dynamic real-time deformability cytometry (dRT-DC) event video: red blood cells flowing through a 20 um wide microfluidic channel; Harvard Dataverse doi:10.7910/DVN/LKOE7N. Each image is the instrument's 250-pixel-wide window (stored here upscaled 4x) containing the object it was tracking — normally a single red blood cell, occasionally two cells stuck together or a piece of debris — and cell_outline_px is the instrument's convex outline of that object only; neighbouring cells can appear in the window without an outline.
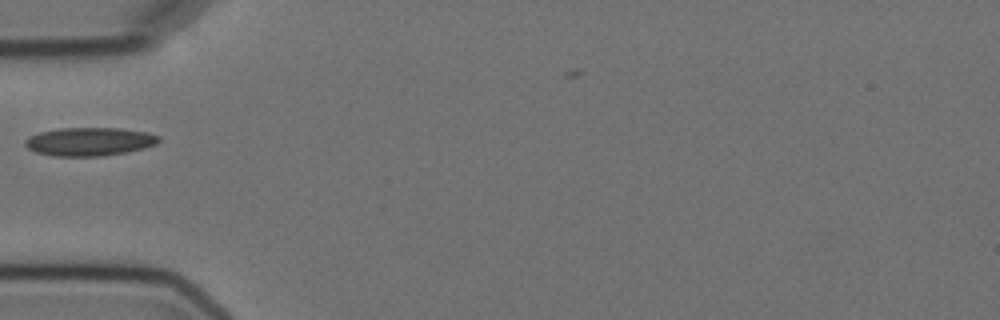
{"species": "Egyptian fruit bat (a non-hibernating species)", "species_latin": "Rousettus aegyptiacus", "temperature_condition": "cold", "stored_images_in_passage": 2, "camera_frame_rate_fps": 3000, "um_per_image_px": 0.085, "animal": {"sex": "female"}, "frame": {"image": 1, "passage_image": 1, "time_ms": 0.0, "image_size_px": [1000, 320], "cell_outline_px": [[160, 140], [156, 144], [144, 148], [104, 156], [52, 156], [36, 152], [28, 148], [24, 144], [24, 140], [28, 136], [40, 132], [60, 128], [120, 128], [148, 132], [160, 136]], "centroid_in_image_um": [7.59, 12.03], "position_along_channel_um": 77.4, "area_um2": 22.2}}
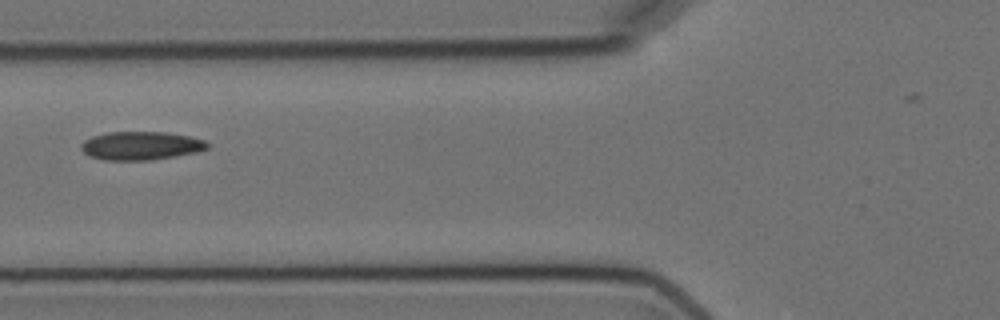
{"frame": {"image": 2, "passage_image": 2, "time_ms": 1.0, "image_size_px": [1000, 320], "cell_outline_px": [[208, 148], [196, 152], [176, 156], [148, 160], [104, 160], [88, 156], [80, 148], [80, 144], [84, 140], [92, 136], [108, 132], [168, 132], [188, 136], [204, 140], [208, 144]], "centroid_in_image_um": [11.94, 12.38], "position_along_channel_um": 113.9, "area_um2": 20.92}}